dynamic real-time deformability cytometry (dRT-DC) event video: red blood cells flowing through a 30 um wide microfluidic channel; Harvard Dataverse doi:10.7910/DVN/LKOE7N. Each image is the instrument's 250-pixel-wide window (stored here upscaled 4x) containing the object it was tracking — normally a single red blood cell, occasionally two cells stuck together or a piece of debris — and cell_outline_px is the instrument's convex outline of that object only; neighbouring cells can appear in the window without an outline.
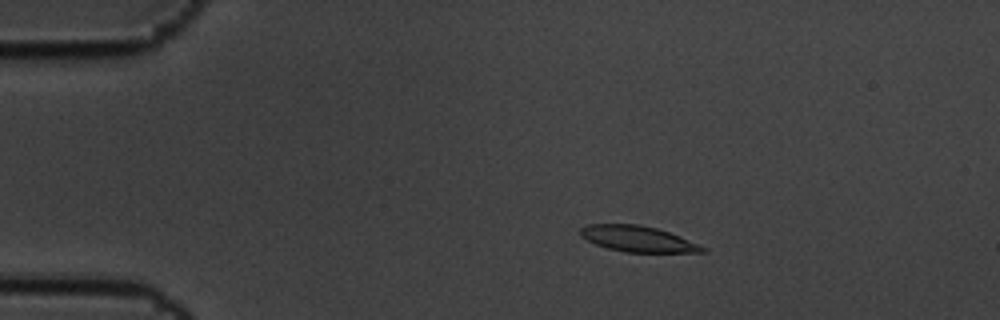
{"species": "common noctule bat (a hibernating species)", "species_latin": "Nyctalus noctula", "temperature_condition": "cold", "stored_images_in_passage": 7, "camera_frame_rate_fps": 3000, "um_per_image_px": 0.085, "animal": {"sex": "male", "body_mass_g": 19.5, "forearm_length_mm": 54.6}, "frame": {"image": 1, "passage_image": 3, "time_ms": 0.667, "image_size_px": [1000, 320], "cell_outline_px": [[708, 252], [624, 252], [608, 248], [596, 244], [580, 236], [580, 228], [588, 224], [640, 224], [656, 228], [680, 236], [708, 248]], "centroid_in_image_um": [54.23, 20.3], "position_along_channel_um": 30.8, "area_um2": 18.38}}
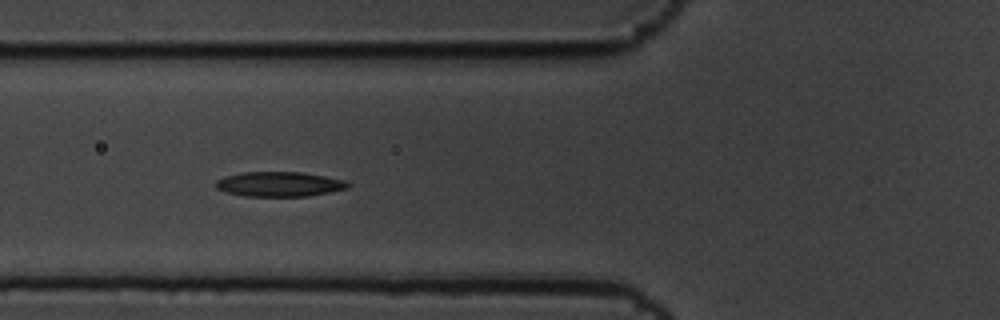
{"frame": {"image": 2, "passage_image": 6, "time_ms": 1.667, "image_size_px": [1000, 320], "cell_outline_px": [[352, 184], [348, 188], [308, 196], [244, 196], [224, 192], [216, 188], [216, 180], [224, 176], [244, 172], [300, 172], [348, 180]], "centroid_in_image_um": [23.75, 15.65], "position_along_channel_um": 102.0, "area_um2": 19.19}}
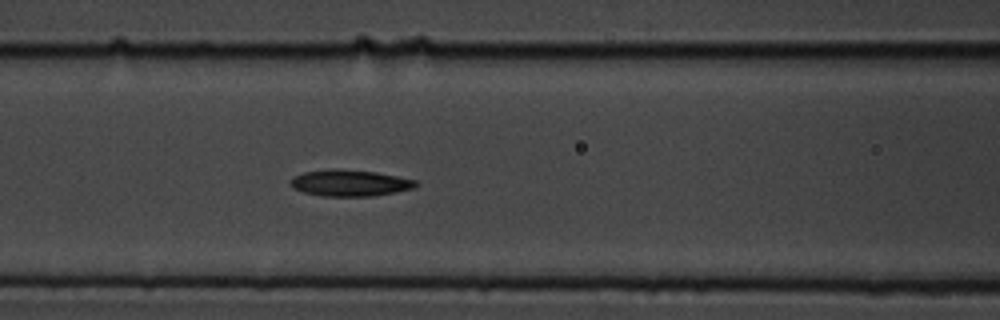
{"frame": {"image": 3, "passage_image": 7, "time_ms": 2.0, "image_size_px": [1000, 320], "cell_outline_px": [[420, 184], [416, 188], [396, 192], [372, 196], [320, 196], [304, 192], [292, 188], [288, 184], [292, 176], [304, 172], [332, 168], [340, 168], [376, 172], [416, 180]], "centroid_in_image_um": [29.72, 15.55], "position_along_channel_um": 136.9, "area_um2": 19.65}}